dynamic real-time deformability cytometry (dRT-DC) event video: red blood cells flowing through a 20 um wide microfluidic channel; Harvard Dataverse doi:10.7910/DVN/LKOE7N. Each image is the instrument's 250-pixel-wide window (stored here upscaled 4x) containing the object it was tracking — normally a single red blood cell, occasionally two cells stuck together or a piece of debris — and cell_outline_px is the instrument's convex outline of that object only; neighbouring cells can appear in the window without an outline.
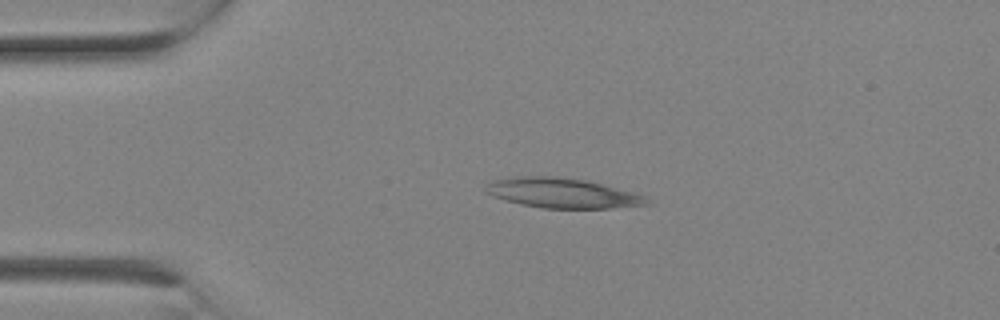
{"species": "Egyptian fruit bat (a non-hibernating species)", "species_latin": "Rousettus aegyptiacus", "temperature_condition": "room temperature", "stored_images_in_passage": 1, "camera_frame_rate_fps": 3000, "um_per_image_px": 0.085, "animal": {"sex": "female"}, "frame": {"image": 1, "passage_image": 1, "time_ms": 0.0, "image_size_px": [1000, 320], "cell_outline_px": [[652, 204], [612, 208], [540, 208], [520, 204], [504, 200], [492, 196], [484, 192], [488, 184], [492, 180], [524, 176], [556, 176], [584, 180], [632, 192], [644, 196]], "centroid_in_image_um": [47.76, 16.42], "position_along_channel_um": 37.2, "area_um2": 27.8}}